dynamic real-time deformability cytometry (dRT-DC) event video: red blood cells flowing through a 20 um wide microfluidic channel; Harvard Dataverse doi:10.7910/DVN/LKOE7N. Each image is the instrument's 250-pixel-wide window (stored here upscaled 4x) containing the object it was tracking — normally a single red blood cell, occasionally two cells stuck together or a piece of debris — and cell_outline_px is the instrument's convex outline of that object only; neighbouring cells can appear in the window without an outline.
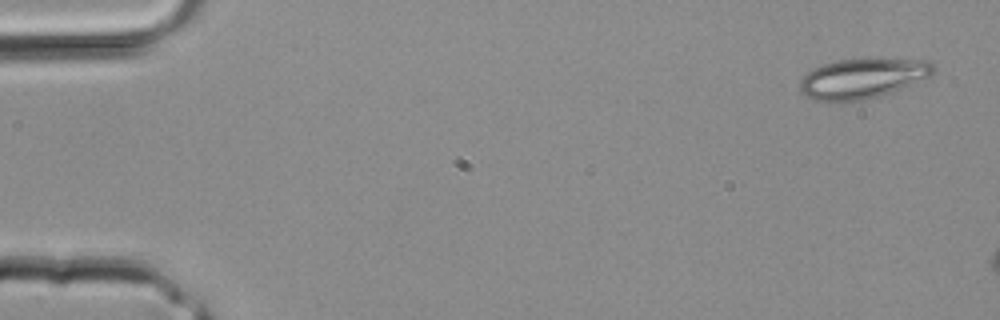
{"species": "common noctule bat (a hibernating species)", "species_latin": "Nyctalus noctula", "temperature_condition": "room temperature", "stored_images_in_passage": 2, "camera_frame_rate_fps": 3000, "um_per_image_px": 0.085, "animal": {"sex": "male", "body_mass_g": 20.4}, "frame": {"image": 1, "passage_image": 2, "time_ms": 0.333, "image_size_px": [1000, 320], "cell_outline_px": [[936, 72], [932, 76], [892, 92], [880, 96], [864, 100], [812, 100], [804, 96], [800, 92], [800, 80], [812, 68], [836, 60], [928, 60], [936, 68]], "centroid_in_image_um": [73.32, 6.68], "position_along_channel_um": 11.7, "area_um2": 30.75}}